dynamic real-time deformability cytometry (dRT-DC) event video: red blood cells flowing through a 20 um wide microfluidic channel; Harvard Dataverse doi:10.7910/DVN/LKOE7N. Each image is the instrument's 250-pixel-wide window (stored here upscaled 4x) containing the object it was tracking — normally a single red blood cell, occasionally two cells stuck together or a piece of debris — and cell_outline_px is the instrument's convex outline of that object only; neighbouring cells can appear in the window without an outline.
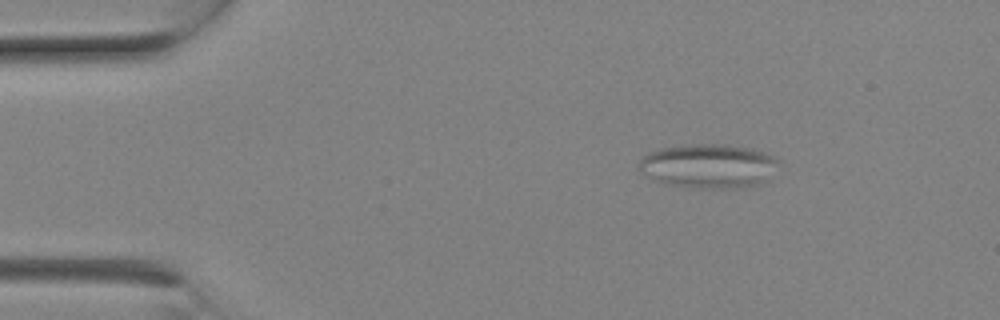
{"species": "Egyptian fruit bat (a non-hibernating species)", "species_latin": "Rousettus aegyptiacus", "temperature_condition": "room temperature", "stored_images_in_passage": 2, "camera_frame_rate_fps": 3000, "um_per_image_px": 0.085, "animal": {"sex": "female"}, "frame": {"image": 1, "passage_image": 2, "time_ms": 0.333, "image_size_px": [1000, 320], "cell_outline_px": [[780, 164], [760, 184], [732, 188], [688, 188], [664, 184], [644, 176], [636, 168], [640, 160], [648, 152], [660, 148], [696, 144], [724, 144], [752, 148], [776, 156]], "centroid_in_image_um": [60.18, 14.11], "position_along_channel_um": 24.8, "area_um2": 36.36}}